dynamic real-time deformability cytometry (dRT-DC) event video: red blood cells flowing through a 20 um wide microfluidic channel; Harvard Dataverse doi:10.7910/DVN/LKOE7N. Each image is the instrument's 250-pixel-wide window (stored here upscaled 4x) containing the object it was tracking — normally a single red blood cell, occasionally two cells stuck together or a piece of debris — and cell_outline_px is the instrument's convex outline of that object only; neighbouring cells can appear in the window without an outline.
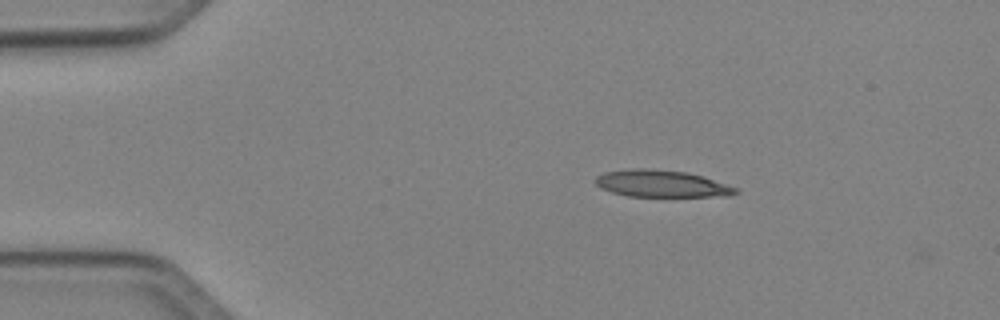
{"species": "Egyptian fruit bat (a non-hibernating species)", "species_latin": "Rousettus aegyptiacus", "temperature_condition": "cold", "stored_images_in_passage": 6, "camera_frame_rate_fps": 3000, "um_per_image_px": 0.085, "animal": {"sex": "female"}, "frame": {"image": 1, "passage_image": 1, "time_ms": 0.0, "image_size_px": [1000, 320], "cell_outline_px": [[740, 192], [732, 196], [628, 196], [612, 192], [600, 188], [596, 184], [596, 176], [604, 172], [632, 168], [648, 168], [688, 172], [704, 176], [740, 188]], "centroid_in_image_um": [56.29, 15.6], "position_along_channel_um": 28.7, "area_um2": 22.31}}
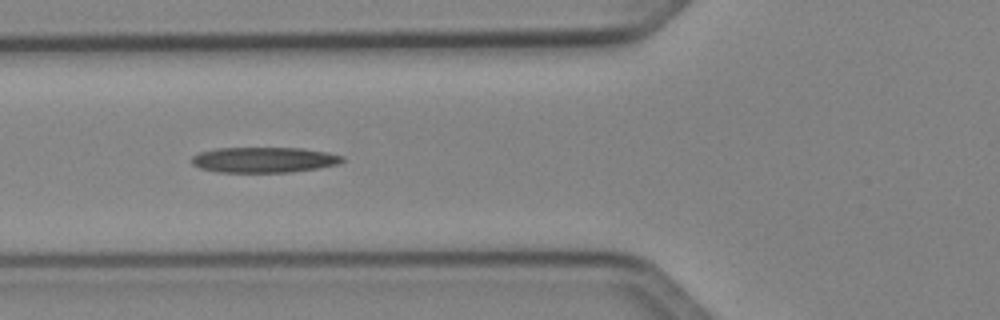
{"frame": {"image": 2, "passage_image": 4, "time_ms": 3.333, "image_size_px": [1000, 320], "cell_outline_px": [[344, 160], [340, 164], [292, 172], [216, 172], [200, 168], [192, 164], [192, 156], [200, 152], [216, 148], [300, 148], [328, 152], [344, 156]], "centroid_in_image_um": [22.45, 13.58], "position_along_channel_um": 103.4, "area_um2": 22.43}}
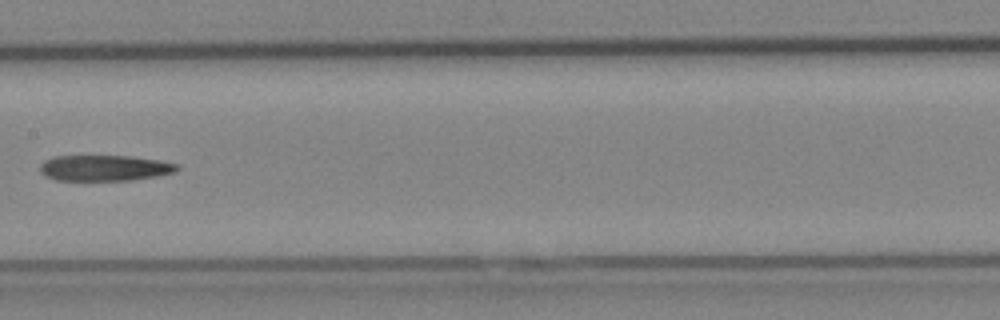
{"frame": {"image": 3, "passage_image": 6, "time_ms": 5.667, "image_size_px": [1000, 320], "cell_outline_px": [[180, 168], [176, 172], [156, 176], [132, 180], [56, 180], [44, 176], [40, 172], [40, 164], [44, 160], [56, 156], [132, 156], [160, 160], [180, 164]], "centroid_in_image_um": [8.91, 14.27], "position_along_channel_um": 198.5, "area_um2": 20.81}}